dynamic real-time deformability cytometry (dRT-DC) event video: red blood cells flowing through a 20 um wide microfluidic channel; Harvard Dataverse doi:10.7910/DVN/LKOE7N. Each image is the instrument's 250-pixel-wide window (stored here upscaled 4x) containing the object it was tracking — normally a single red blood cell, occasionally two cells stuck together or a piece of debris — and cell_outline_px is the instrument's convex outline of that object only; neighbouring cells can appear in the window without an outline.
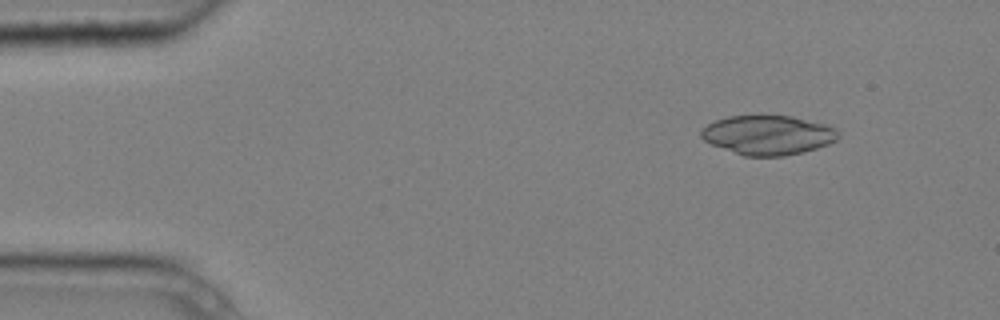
{"species": "common noctule bat (a hibernating species)", "species_latin": "Nyctalus noctula", "temperature_condition": "cold", "stored_images_in_passage": 6, "camera_frame_rate_fps": 3000, "um_per_image_px": 0.085, "animal": {"sex": "male", "body_mass_g": 20.4}, "frame": {"image": 1, "passage_image": 2, "time_ms": 0.333, "image_size_px": [1000, 320], "cell_outline_px": [[840, 136], [836, 140], [828, 144], [804, 152], [784, 156], [744, 156], [712, 144], [704, 140], [700, 136], [700, 128], [716, 120], [728, 116], [760, 112], [792, 116], [824, 124], [836, 128]], "centroid_in_image_um": [65.25, 11.43], "position_along_channel_um": 19.7, "area_um2": 32.31}}